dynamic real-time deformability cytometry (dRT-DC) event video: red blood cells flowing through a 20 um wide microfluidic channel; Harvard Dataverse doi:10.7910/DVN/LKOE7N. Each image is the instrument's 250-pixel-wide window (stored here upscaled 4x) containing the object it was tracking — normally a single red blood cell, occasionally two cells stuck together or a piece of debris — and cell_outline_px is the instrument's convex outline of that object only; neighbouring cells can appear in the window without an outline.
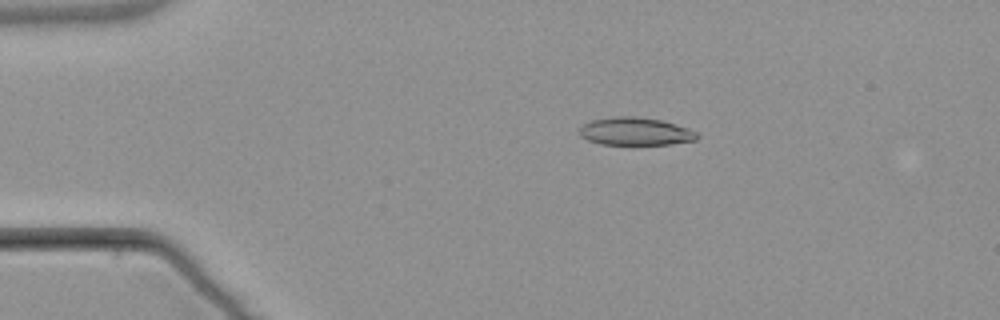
{"species": "common noctule bat (a hibernating species)", "species_latin": "Nyctalus noctula", "temperature_condition": "warm", "stored_images_in_passage": 5, "camera_frame_rate_fps": 3000, "um_per_image_px": 0.085, "animal": {"sex": "male", "body_mass_g": 21.5, "forearm_length_mm": 52.0}, "frame": {"image": 1, "passage_image": 2, "time_ms": 1.333, "image_size_px": [1000, 320], "cell_outline_px": [[700, 136], [696, 140], [668, 144], [600, 144], [588, 140], [580, 136], [580, 128], [584, 124], [592, 120], [612, 116], [636, 116], [660, 120], [688, 128], [696, 132]], "centroid_in_image_um": [54.0, 11.16], "position_along_channel_um": 31.0, "area_um2": 18.96}}
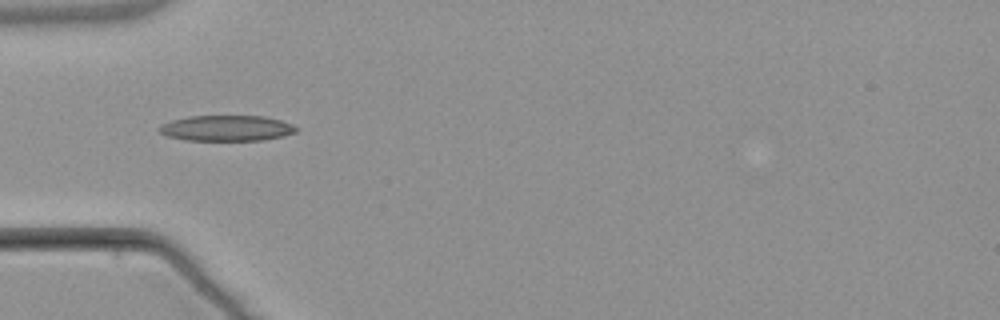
{"frame": {"image": 2, "passage_image": 4, "time_ms": 3.667, "image_size_px": [1000, 320], "cell_outline_px": [[300, 128], [296, 132], [280, 136], [260, 140], [184, 140], [168, 136], [160, 132], [156, 128], [160, 124], [172, 120], [188, 116], [264, 116], [280, 120], [292, 124]], "centroid_in_image_um": [19.23, 10.89], "position_along_channel_um": 65.8, "area_um2": 20.46}}
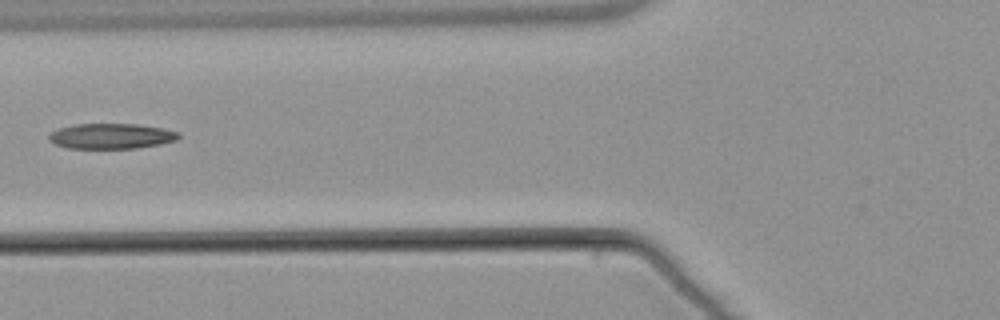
{"frame": {"image": 3, "passage_image": 5, "time_ms": 5.0, "image_size_px": [1000, 320], "cell_outline_px": [[180, 136], [176, 140], [160, 144], [136, 148], [68, 148], [56, 144], [48, 140], [48, 136], [56, 128], [76, 124], [136, 124], [164, 128], [180, 132]], "centroid_in_image_um": [9.46, 11.56], "position_along_channel_um": 116.3, "area_um2": 19.19}}